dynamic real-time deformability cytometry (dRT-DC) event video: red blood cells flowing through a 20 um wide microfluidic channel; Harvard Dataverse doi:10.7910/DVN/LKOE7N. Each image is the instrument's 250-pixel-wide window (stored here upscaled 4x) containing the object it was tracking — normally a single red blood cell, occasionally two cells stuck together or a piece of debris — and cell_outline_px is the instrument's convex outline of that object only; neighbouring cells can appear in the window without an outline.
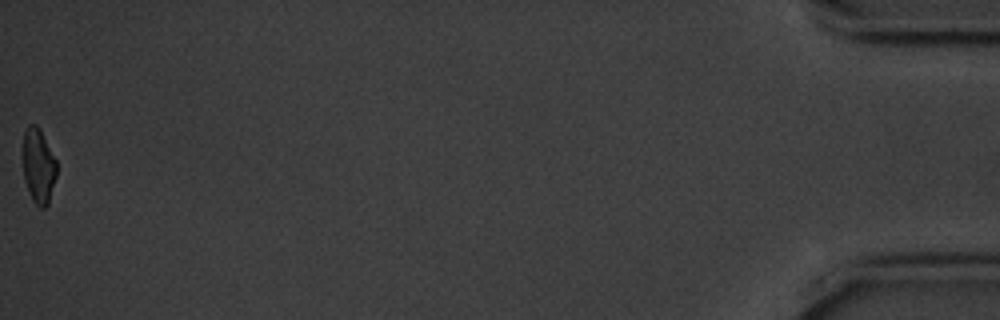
{"species": "common noctule bat (a hibernating species)", "species_latin": "Nyctalus noctula", "temperature_condition": "cold", "stored_images_in_passage": 43, "camera_frame_rate_fps": 3000, "um_per_image_px": 0.085, "animal": {"sex": "male", "body_mass_g": 20.1, "forearm_length_mm": 53.5}, "frame": {"image": 1, "passage_image": 43, "time_ms": 14.0, "image_size_px": [1000, 320], "cell_outline_px": [[56, 176], [48, 204], [44, 208], [40, 208], [32, 200], [24, 180], [20, 156], [24, 132], [28, 124], [36, 124], [40, 128], [56, 160]], "centroid_in_image_um": [3.22, 14.06], "position_along_channel_um": 432.0, "area_um2": 15.26}, "authors_computed_cell_mechanics": {"area_um2": 16.7042, "velocity_mm_per_s": 3.5504, "shape_relaxation_time_tau1_ms": 2.0721, "shape_relaxation_time_tau2_ms": null, "deformation_change_tau1": 0.105, "deformation_change_tau2": null}}